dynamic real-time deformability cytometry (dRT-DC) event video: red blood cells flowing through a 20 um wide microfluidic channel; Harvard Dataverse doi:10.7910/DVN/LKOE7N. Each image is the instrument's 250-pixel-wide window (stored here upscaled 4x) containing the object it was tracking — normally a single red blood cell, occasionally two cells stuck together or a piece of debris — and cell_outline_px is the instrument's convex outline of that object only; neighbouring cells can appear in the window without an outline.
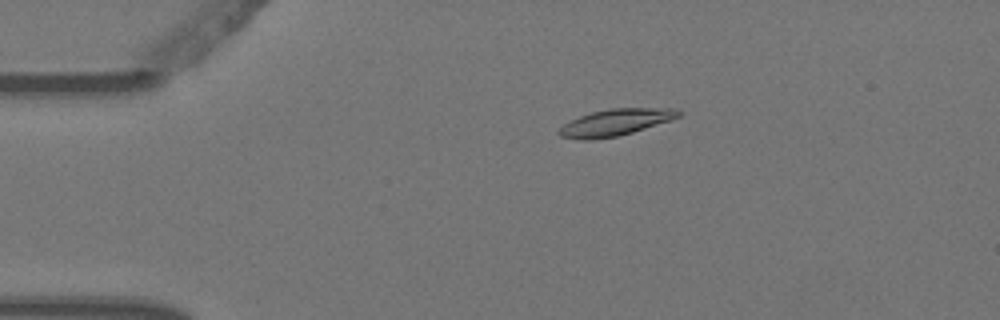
{"species": "Egyptian fruit bat (a non-hibernating species)", "species_latin": "Rousettus aegyptiacus", "temperature_condition": "warm", "stored_images_in_passage": 4, "camera_frame_rate_fps": 3000, "um_per_image_px": 0.085, "animal": {"sex": "female"}, "frame": {"image": 1, "passage_image": 3, "time_ms": 0.667, "image_size_px": [1000, 320], "cell_outline_px": [[680, 116], [672, 120], [632, 132], [616, 136], [592, 140], [580, 140], [560, 136], [556, 132], [564, 124], [580, 116], [592, 112], [612, 108], [676, 108], [680, 112]], "centroid_in_image_um": [52.31, 10.4], "position_along_channel_um": 32.7, "area_um2": 18.44}}